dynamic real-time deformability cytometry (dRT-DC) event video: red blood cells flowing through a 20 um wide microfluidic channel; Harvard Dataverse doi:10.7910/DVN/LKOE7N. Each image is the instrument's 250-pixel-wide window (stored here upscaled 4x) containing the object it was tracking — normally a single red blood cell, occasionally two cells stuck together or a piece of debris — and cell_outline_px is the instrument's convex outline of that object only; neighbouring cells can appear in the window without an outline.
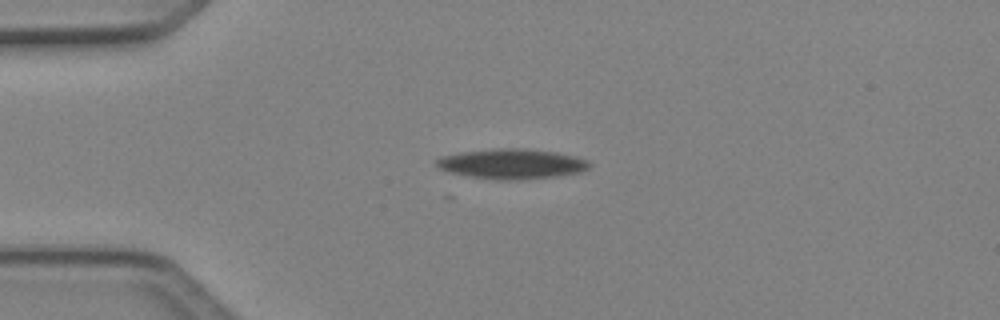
{"species": "Egyptian fruit bat (a non-hibernating species)", "species_latin": "Rousettus aegyptiacus", "temperature_condition": "cold", "stored_images_in_passage": 5, "camera_frame_rate_fps": 3000, "um_per_image_px": 0.085, "animal": {"sex": "female"}, "frame": {"image": 1, "passage_image": 2, "time_ms": 0.333, "image_size_px": [1000, 320], "cell_outline_px": [[592, 164], [588, 168], [580, 172], [560, 176], [520, 180], [496, 180], [468, 176], [448, 172], [440, 168], [436, 164], [436, 160], [440, 156], [460, 152], [496, 148], [528, 148], [556, 152], [576, 156], [588, 160]], "centroid_in_image_um": [43.52, 13.93], "position_along_channel_um": 41.5, "area_um2": 27.17}}
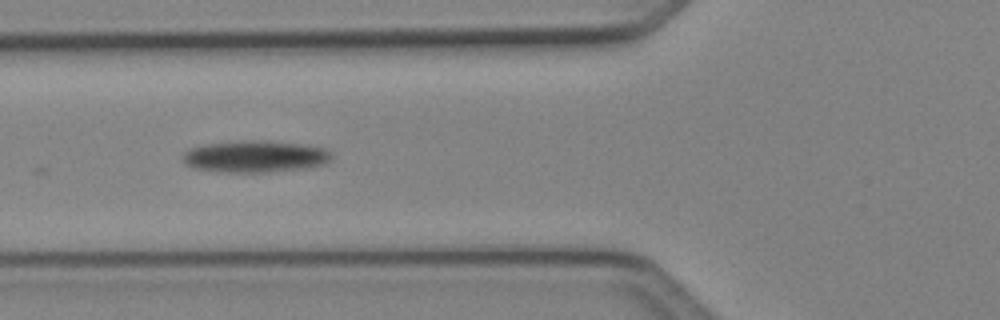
{"frame": {"image": 2, "passage_image": 4, "time_ms": 1.0, "image_size_px": [1000, 320], "cell_outline_px": [[332, 160], [324, 164], [308, 168], [268, 172], [220, 172], [192, 168], [184, 164], [180, 160], [184, 152], [188, 148], [204, 144], [244, 140], [260, 140], [304, 144], [324, 148], [332, 152]], "centroid_in_image_um": [21.66, 13.3], "position_along_channel_um": 104.1, "area_um2": 28.15}}
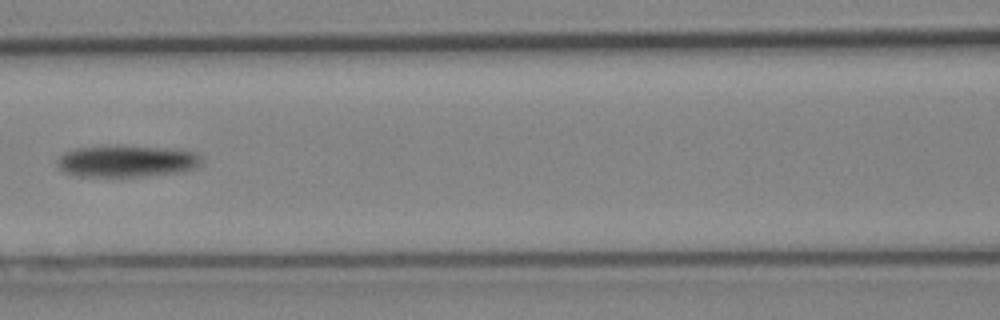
{"frame": {"image": 3, "passage_image": 5, "time_ms": 1.333, "image_size_px": [1000, 320], "cell_outline_px": [[200, 164], [196, 168], [180, 172], [144, 176], [80, 176], [64, 172], [56, 164], [56, 160], [64, 152], [76, 148], [104, 144], [124, 144], [184, 148], [196, 152], [200, 156]], "centroid_in_image_um": [10.8, 13.64], "position_along_channel_um": 155.8, "area_um2": 27.8}}